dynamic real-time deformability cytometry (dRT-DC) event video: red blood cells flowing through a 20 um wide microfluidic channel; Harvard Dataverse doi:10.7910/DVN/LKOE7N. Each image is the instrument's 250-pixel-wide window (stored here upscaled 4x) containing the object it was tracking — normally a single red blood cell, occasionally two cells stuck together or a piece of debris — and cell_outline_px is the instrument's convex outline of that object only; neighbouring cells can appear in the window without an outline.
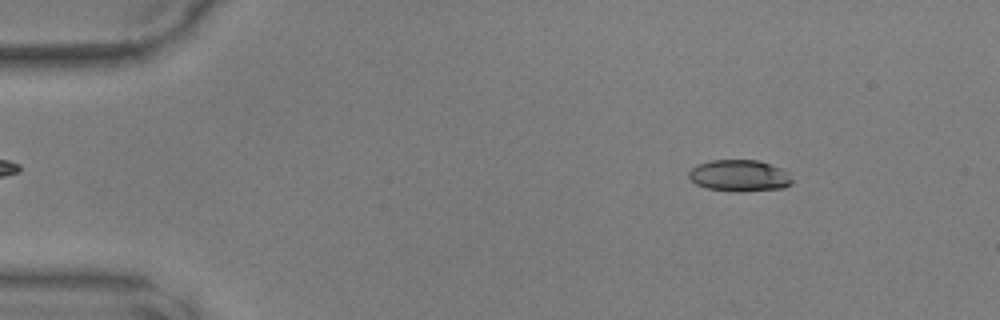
{"species": "common noctule bat (a hibernating species)", "species_latin": "Nyctalus noctula", "temperature_condition": "warm", "stored_images_in_passage": 48, "camera_frame_rate_fps": 3000, "um_per_image_px": 0.085, "animal": {"sex": "male", "body_mass_g": 17.9, "forearm_length_mm": 54.2}, "frame": {"image": 1, "passage_image": 6, "time_ms": 1.667, "image_size_px": [1000, 320], "cell_outline_px": [[792, 184], [784, 188], [744, 192], [736, 192], [708, 188], [696, 184], [688, 176], [688, 172], [696, 164], [712, 160], [760, 160], [780, 168], [788, 172], [792, 180]], "centroid_in_image_um": [62.86, 14.93], "position_along_channel_um": 22.1, "area_um2": 19.19}}
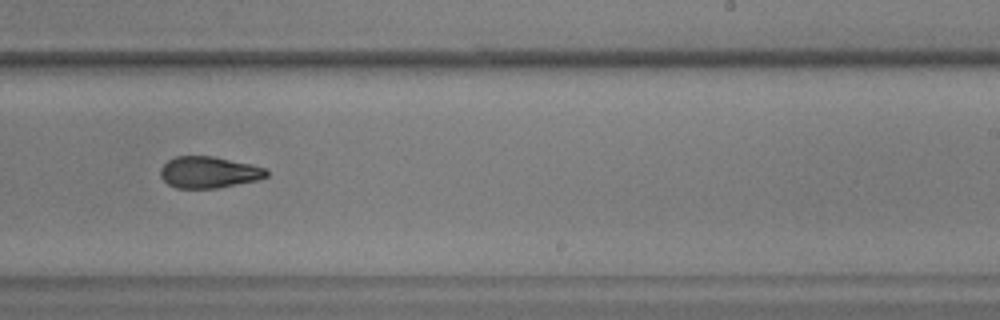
{"frame": {"image": 2, "passage_image": 30, "time_ms": 9.667, "image_size_px": [1000, 320], "cell_outline_px": [[268, 176], [256, 180], [216, 188], [176, 188], [168, 184], [160, 176], [160, 168], [168, 160], [176, 156], [212, 156], [252, 164], [264, 168], [268, 172]], "centroid_in_image_um": [17.72, 14.64], "position_along_channel_um": 271.3, "area_um2": 19.36}}
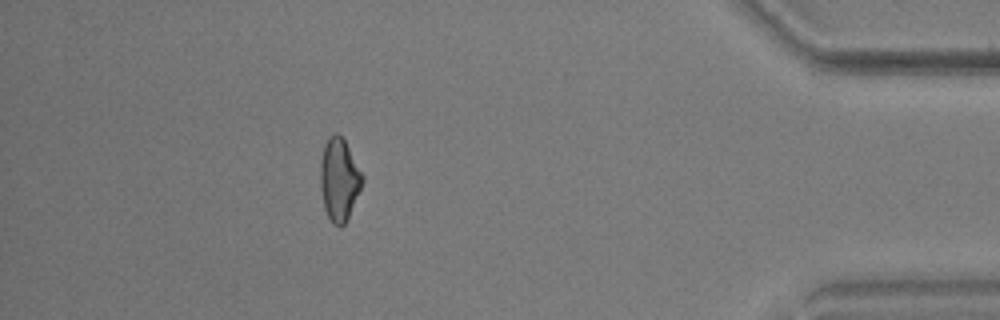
{"frame": {"image": 3, "passage_image": 43, "time_ms": 14.0, "image_size_px": [1000, 320], "cell_outline_px": [[364, 180], [348, 216], [344, 224], [340, 228], [332, 224], [324, 208], [320, 184], [320, 160], [324, 144], [328, 136], [336, 132], [344, 140], [364, 176]], "centroid_in_image_um": [28.81, 15.25], "position_along_channel_um": 406.4, "area_um2": 20.11}}